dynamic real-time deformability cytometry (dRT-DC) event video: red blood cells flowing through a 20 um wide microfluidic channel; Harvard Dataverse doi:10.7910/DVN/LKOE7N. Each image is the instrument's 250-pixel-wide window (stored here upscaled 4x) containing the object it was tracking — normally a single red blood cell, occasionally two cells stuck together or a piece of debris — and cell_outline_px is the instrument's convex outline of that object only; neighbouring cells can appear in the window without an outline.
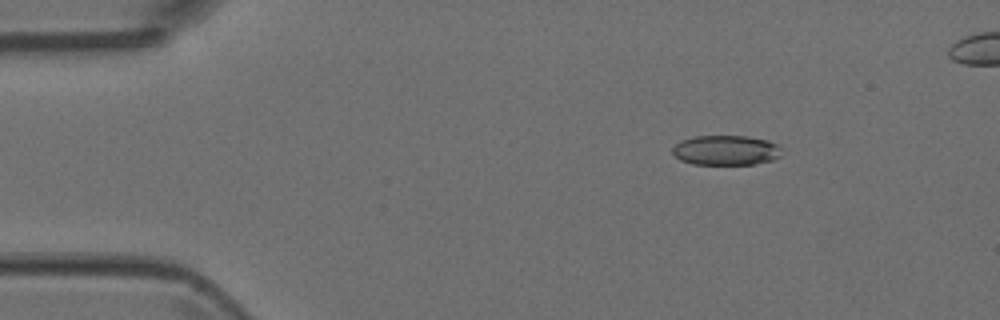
{"species": "Egyptian fruit bat (a non-hibernating species)", "species_latin": "Rousettus aegyptiacus", "temperature_condition": "room temperature", "stored_images_in_passage": 5, "camera_frame_rate_fps": 3000, "um_per_image_px": 0.085, "animal": {"sex": "female"}, "frame": {"image": 1, "passage_image": 3, "time_ms": 0.667, "image_size_px": [1000, 320], "cell_outline_px": [[780, 156], [772, 160], [752, 164], [692, 164], [680, 160], [672, 152], [672, 148], [680, 140], [696, 136], [744, 136], [768, 140], [776, 144], [780, 148]], "centroid_in_image_um": [61.67, 12.77], "position_along_channel_um": 23.3, "area_um2": 18.9}}